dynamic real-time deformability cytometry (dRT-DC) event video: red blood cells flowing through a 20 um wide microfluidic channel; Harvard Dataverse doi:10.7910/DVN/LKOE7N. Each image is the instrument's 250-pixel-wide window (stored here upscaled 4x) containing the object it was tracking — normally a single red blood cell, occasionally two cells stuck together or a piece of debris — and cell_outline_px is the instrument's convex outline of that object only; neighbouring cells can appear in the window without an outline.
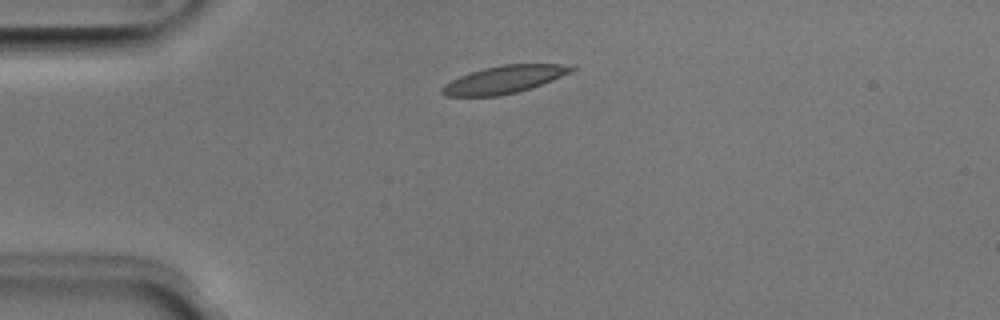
{"species": "Egyptian fruit bat (a non-hibernating species)", "species_latin": "Rousettus aegyptiacus", "temperature_condition": "room temperature", "stored_images_in_passage": 33, "camera_frame_rate_fps": 3000, "um_per_image_px": 0.085, "animal": {"sex": "male"}, "frame": {"image": 1, "passage_image": 1, "time_ms": 0.0, "image_size_px": [1000, 320], "cell_outline_px": [[576, 68], [572, 72], [532, 88], [516, 92], [496, 96], [448, 96], [440, 92], [440, 88], [444, 84], [460, 76], [484, 68], [504, 64], [560, 64]], "centroid_in_image_um": [42.84, 6.76], "position_along_channel_um": 42.2, "area_um2": 20.58}}
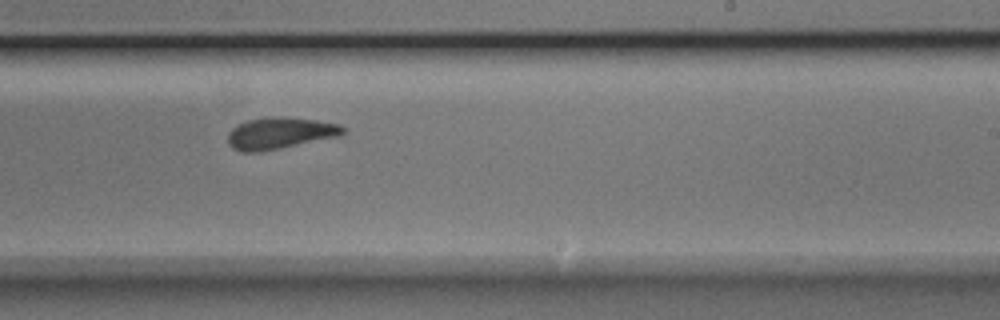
{"frame": {"image": 2, "passage_image": 20, "time_ms": 6.333, "image_size_px": [1000, 320], "cell_outline_px": [[348, 132], [340, 136], [260, 152], [240, 152], [232, 148], [228, 144], [228, 132], [236, 124], [248, 120], [280, 116], [316, 120], [340, 124], [348, 128]], "centroid_in_image_um": [23.82, 11.32], "position_along_channel_um": 265.2, "area_um2": 21.44}}
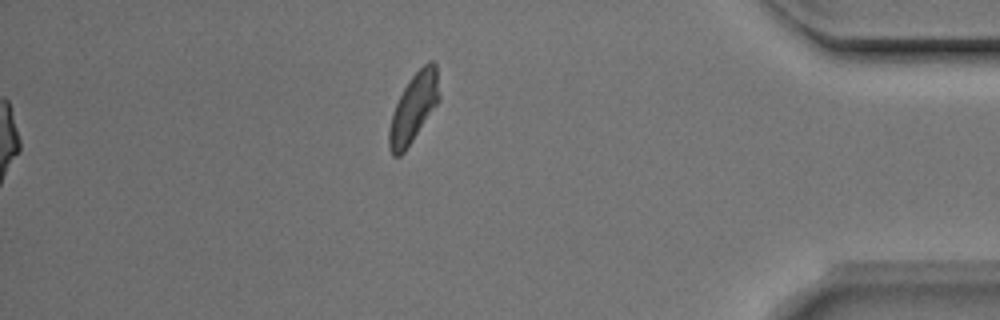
{"frame": {"image": 3, "passage_image": 33, "time_ms": 10.667, "image_size_px": [1000, 320], "cell_outline_px": [[440, 100], [404, 152], [400, 156], [392, 156], [388, 148], [388, 128], [392, 112], [404, 88], [412, 76], [428, 60], [432, 60], [436, 64], [440, 96]], "centroid_in_image_um": [35.15, 9.18], "position_along_channel_um": 400.1, "area_um2": 20.06}, "authors_computed_cell_mechanics": {"area_um2": 20.8658, "velocity_mm_per_s": 3.9517, "shape_relaxation_time_tau1_ms": 3.6356, "shape_relaxation_time_tau2_ms": 2.3808, "deformation_change_tau1": 0.1438, "deformation_change_tau2": 0.0981}}